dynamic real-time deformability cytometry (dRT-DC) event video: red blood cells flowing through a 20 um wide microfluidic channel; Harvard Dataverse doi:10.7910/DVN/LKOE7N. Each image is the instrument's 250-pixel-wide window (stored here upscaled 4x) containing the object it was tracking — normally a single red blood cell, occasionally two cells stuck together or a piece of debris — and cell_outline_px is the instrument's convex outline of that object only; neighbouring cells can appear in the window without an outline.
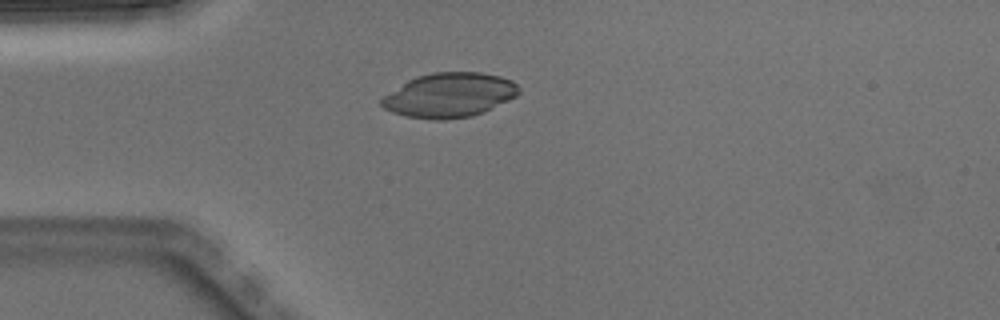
{"species": "Egyptian fruit bat (a non-hibernating species)", "species_latin": "Rousettus aegyptiacus", "temperature_condition": "warm", "stored_images_in_passage": 1, "camera_frame_rate_fps": 3000, "um_per_image_px": 0.085, "animal": {"sex": "male"}, "frame": {"image": 1, "passage_image": 1, "time_ms": 0.0, "image_size_px": [1000, 320], "cell_outline_px": [[520, 92], [516, 96], [484, 112], [472, 116], [444, 120], [432, 120], [408, 116], [392, 112], [384, 108], [380, 104], [380, 100], [384, 96], [408, 80], [416, 76], [432, 72], [480, 72], [500, 76], [512, 80], [520, 88]], "centroid_in_image_um": [38.21, 8.08], "position_along_channel_um": 46.8, "area_um2": 35.55}}